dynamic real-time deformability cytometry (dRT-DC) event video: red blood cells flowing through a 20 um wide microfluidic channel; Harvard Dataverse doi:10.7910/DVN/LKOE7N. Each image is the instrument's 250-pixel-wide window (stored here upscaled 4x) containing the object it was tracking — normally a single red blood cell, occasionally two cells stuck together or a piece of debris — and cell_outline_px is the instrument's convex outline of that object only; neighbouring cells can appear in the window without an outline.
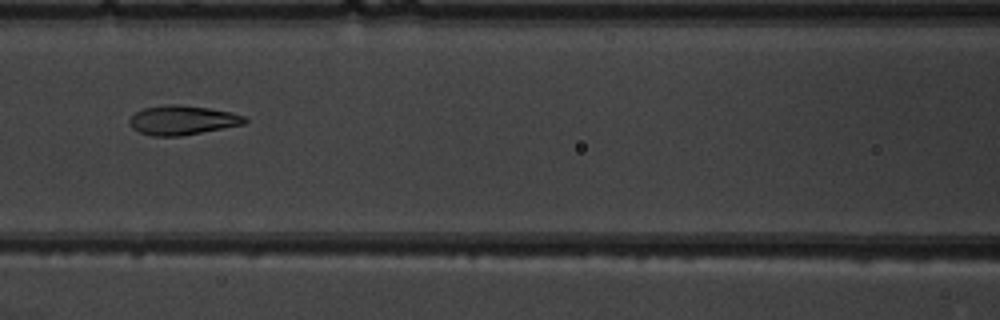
{"species": "common noctule bat (a hibernating species)", "species_latin": "Nyctalus noctula", "temperature_condition": "warm", "stored_images_in_passage": 7, "camera_frame_rate_fps": 3000, "um_per_image_px": 0.085, "animal": {"sex": "male", "body_mass_g": 19.5, "forearm_length_mm": 54.6}, "frame": {"image": 1, "passage_image": 7, "time_ms": 7.0, "image_size_px": [1000, 320], "cell_outline_px": [[248, 120], [244, 124], [180, 136], [152, 136], [140, 132], [132, 128], [128, 124], [128, 120], [136, 112], [144, 108], [172, 104], [176, 104], [208, 108], [232, 112], [244, 116]], "centroid_in_image_um": [15.49, 10.21], "position_along_channel_um": 151.1, "area_um2": 19.54}}